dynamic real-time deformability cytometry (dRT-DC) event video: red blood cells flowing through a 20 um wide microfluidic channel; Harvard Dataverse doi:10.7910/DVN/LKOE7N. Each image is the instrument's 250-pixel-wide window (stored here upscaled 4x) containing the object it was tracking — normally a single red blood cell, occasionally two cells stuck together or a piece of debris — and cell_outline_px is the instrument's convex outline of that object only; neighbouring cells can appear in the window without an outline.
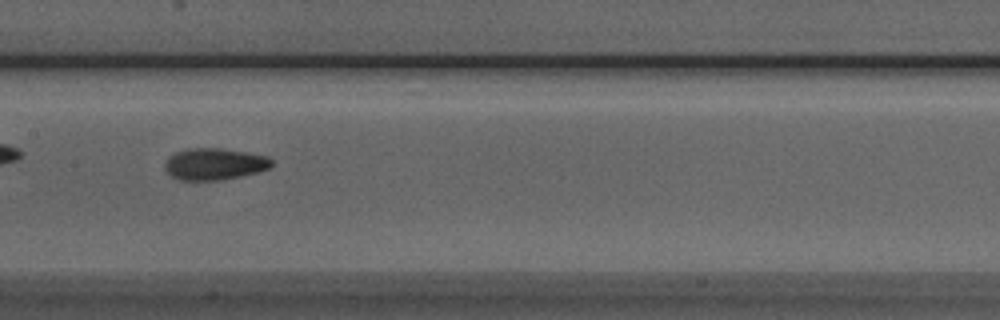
{"species": "Egyptian fruit bat (a non-hibernating species)", "species_latin": "Rousettus aegyptiacus", "temperature_condition": "room temperature", "stored_images_in_passage": 6, "camera_frame_rate_fps": 3000, "um_per_image_px": 0.085, "animal": {"sex": "male"}, "frame": {"image": 1, "passage_image": 5, "time_ms": 4.333, "image_size_px": [1000, 320], "cell_outline_px": [[272, 164], [268, 168], [256, 172], [240, 176], [220, 180], [180, 180], [172, 176], [164, 168], [164, 164], [168, 156], [176, 152], [188, 148], [220, 148], [268, 156], [272, 160]], "centroid_in_image_um": [18.19, 13.93], "position_along_channel_um": 189.2, "area_um2": 19.59}}
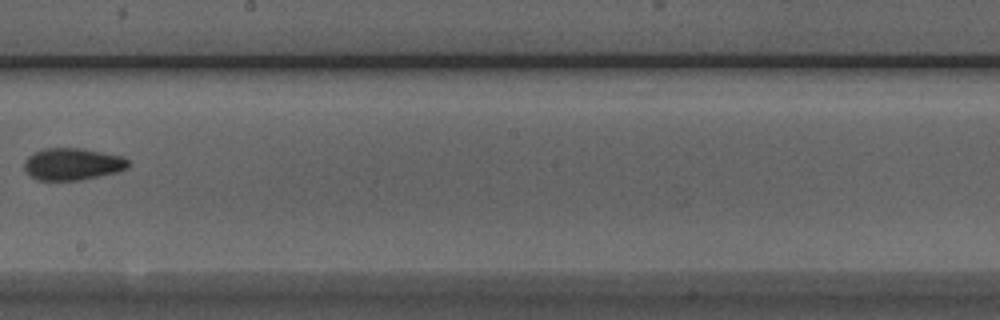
{"frame": {"image": 2, "passage_image": 6, "time_ms": 5.667, "image_size_px": [1000, 320], "cell_outline_px": [[128, 168], [116, 172], [100, 176], [80, 180], [36, 180], [24, 168], [24, 160], [28, 156], [44, 148], [80, 148], [124, 156], [128, 160]], "centroid_in_image_um": [6.17, 13.94], "position_along_channel_um": 242.0, "area_um2": 19.36}}